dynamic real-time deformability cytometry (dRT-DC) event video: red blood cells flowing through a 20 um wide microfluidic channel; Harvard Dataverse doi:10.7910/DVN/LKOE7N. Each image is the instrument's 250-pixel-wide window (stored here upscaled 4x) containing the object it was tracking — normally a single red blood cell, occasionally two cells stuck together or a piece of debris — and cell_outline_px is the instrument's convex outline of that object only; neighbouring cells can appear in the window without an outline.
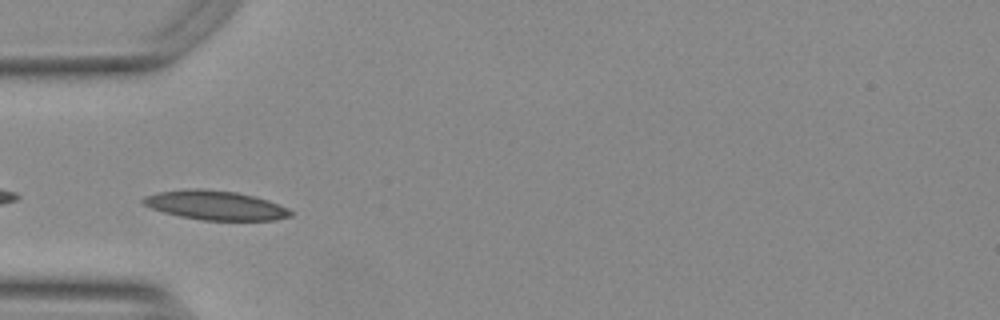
{"species": "Egyptian fruit bat (a non-hibernating species)", "species_latin": "Rousettus aegyptiacus", "temperature_condition": "warm", "stored_images_in_passage": 39, "camera_frame_rate_fps": 3000, "um_per_image_px": 0.085, "animal": {"sex": "female"}, "frame": {"image": 1, "passage_image": 2, "time_ms": 0.333, "image_size_px": [1000, 320], "cell_outline_px": [[292, 216], [276, 220], [204, 220], [180, 216], [164, 212], [152, 208], [144, 204], [140, 200], [144, 196], [160, 192], [196, 188], [236, 192], [268, 200], [288, 208], [292, 212]], "centroid_in_image_um": [18.33, 17.45], "position_along_channel_um": 66.7, "area_um2": 24.8}}
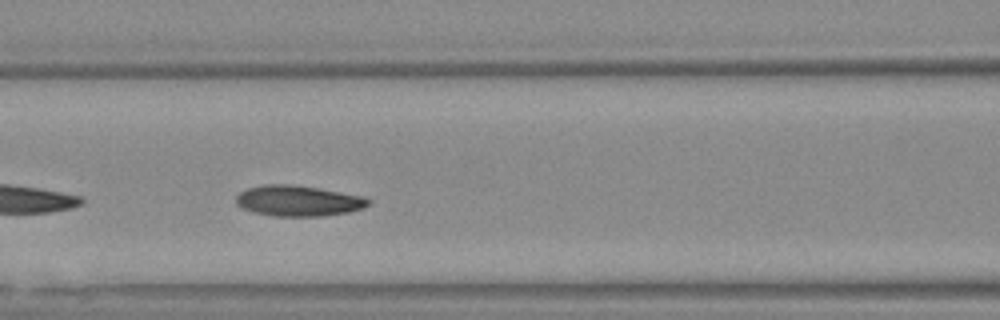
{"frame": {"image": 2, "passage_image": 8, "time_ms": 2.333, "image_size_px": [1000, 320], "cell_outline_px": [[372, 200], [364, 208], [348, 212], [324, 216], [272, 216], [252, 212], [236, 204], [236, 196], [240, 192], [248, 188], [264, 184], [288, 184], [316, 188], [360, 196]], "centroid_in_image_um": [25.32, 17.08], "position_along_channel_um": 141.3, "area_um2": 23.47}}
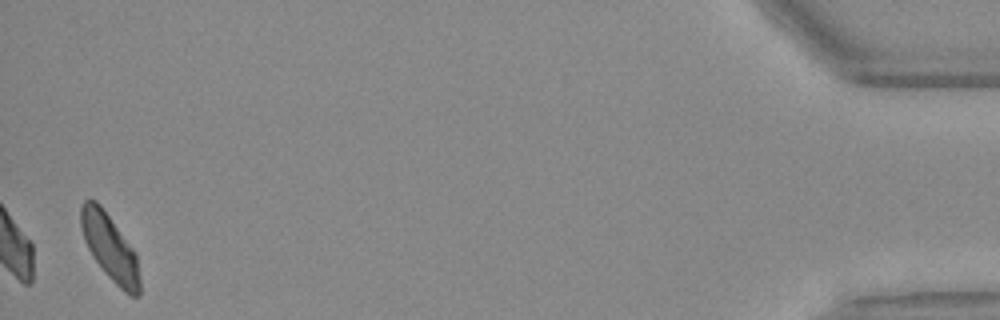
{"frame": {"image": 3, "passage_image": 38, "time_ms": 12.333, "image_size_px": [1000, 320], "cell_outline_px": [[140, 296], [132, 296], [124, 292], [104, 272], [92, 256], [84, 240], [80, 224], [80, 204], [84, 200], [96, 200], [100, 204], [136, 252], [140, 280]], "centroid_in_image_um": [9.34, 21.03], "position_along_channel_um": 425.9, "area_um2": 22.77}, "authors_computed_cell_mechanics": {"area_um2": 22.7732, "velocity_mm_per_s": 3.7369, "shape_relaxation_time_tau1_ms": 4.0468, "shape_relaxation_time_tau2_ms": 3.5397, "deformation_change_tau1": 0.1235, "deformation_change_tau2": 0.0769}}